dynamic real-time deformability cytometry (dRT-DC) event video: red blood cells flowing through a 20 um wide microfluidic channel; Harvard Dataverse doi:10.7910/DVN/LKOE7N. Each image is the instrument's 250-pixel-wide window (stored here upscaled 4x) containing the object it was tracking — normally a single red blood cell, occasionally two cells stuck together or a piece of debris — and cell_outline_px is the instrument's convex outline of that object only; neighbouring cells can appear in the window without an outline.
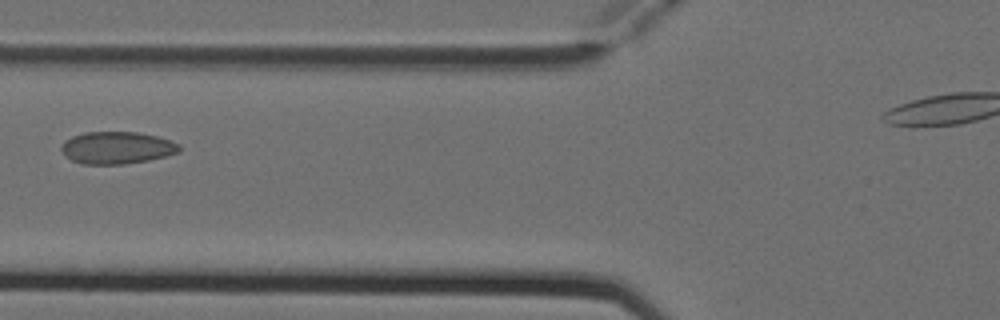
{"species": "Egyptian fruit bat (a non-hibernating species)", "species_latin": "Rousettus aegyptiacus", "temperature_condition": "cold", "stored_images_in_passage": 6, "camera_frame_rate_fps": 3000, "um_per_image_px": 0.085, "animal": {"sex": "female"}, "frame": {"image": 1, "passage_image": 6, "time_ms": 1.667, "image_size_px": [1000, 320], "cell_outline_px": [[180, 152], [148, 160], [124, 164], [80, 164], [72, 160], [60, 148], [64, 140], [72, 136], [84, 132], [136, 132], [156, 136], [180, 144]], "centroid_in_image_um": [9.92, 12.55], "position_along_channel_um": 115.9, "area_um2": 22.02}}